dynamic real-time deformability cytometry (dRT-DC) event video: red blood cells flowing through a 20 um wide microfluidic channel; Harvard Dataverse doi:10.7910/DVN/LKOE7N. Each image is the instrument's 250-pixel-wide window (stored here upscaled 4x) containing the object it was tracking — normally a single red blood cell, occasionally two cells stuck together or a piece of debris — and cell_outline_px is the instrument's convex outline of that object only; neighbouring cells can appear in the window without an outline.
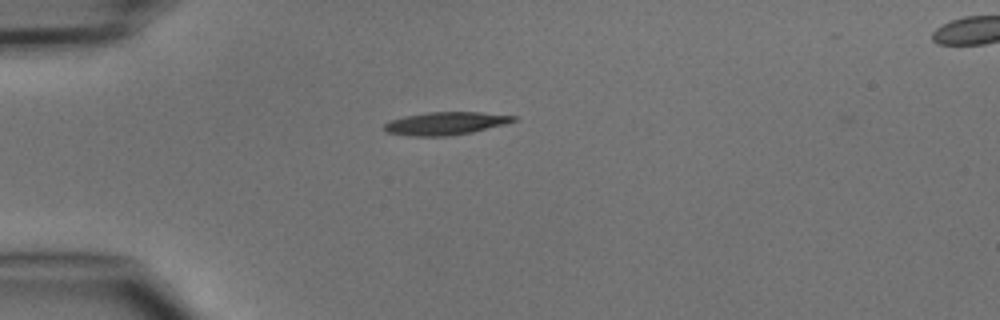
{"species": "common noctule bat (a hibernating species)", "species_latin": "Nyctalus noctula", "temperature_condition": "cold", "stored_images_in_passage": 2, "segment_of_instrument_passage": [1, 2], "camera_frame_rate_fps": 3000, "um_per_image_px": 0.085, "animal": {"sex": "male", "body_mass_g": 15.6}, "frame": {"image": 1, "passage_image": 1, "time_ms": 0.0, "image_size_px": [1000, 320], "cell_outline_px": [[516, 120], [504, 124], [472, 132], [448, 136], [412, 136], [388, 132], [384, 128], [384, 124], [392, 120], [404, 116], [428, 112], [480, 112], [516, 116]], "centroid_in_image_um": [37.88, 10.48], "position_along_channel_um": 47.1, "area_um2": 16.99}}